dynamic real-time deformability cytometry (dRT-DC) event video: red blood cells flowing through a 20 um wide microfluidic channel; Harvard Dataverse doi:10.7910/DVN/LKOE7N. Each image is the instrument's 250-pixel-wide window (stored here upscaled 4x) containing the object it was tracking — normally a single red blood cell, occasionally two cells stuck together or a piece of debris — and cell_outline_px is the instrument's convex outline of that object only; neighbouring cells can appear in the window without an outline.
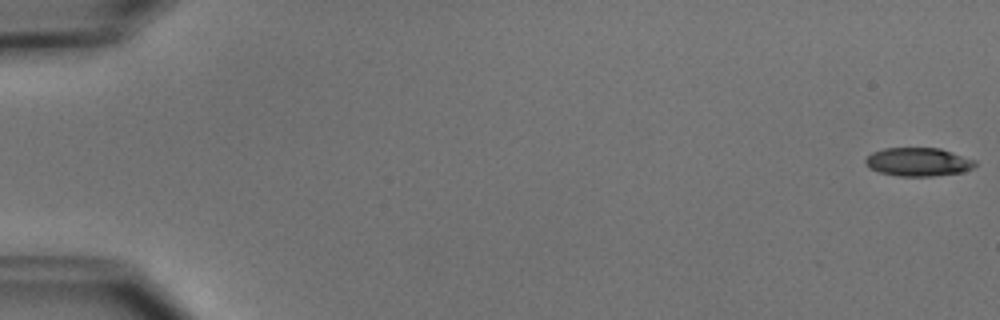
{"species": "common noctule bat (a hibernating species)", "species_latin": "Nyctalus noctula", "temperature_condition": "cold", "stored_images_in_passage": 5, "camera_frame_rate_fps": 3000, "um_per_image_px": 0.085, "animal": {"sex": "male", "body_mass_g": 15.6}, "frame": {"image": 1, "passage_image": 1, "time_ms": 0.0, "image_size_px": [1000, 320], "cell_outline_px": [[976, 164], [972, 168], [964, 172], [932, 176], [900, 176], [880, 172], [868, 168], [864, 164], [864, 160], [872, 152], [884, 148], [940, 148], [976, 160]], "centroid_in_image_um": [78.04, 13.76], "position_along_channel_um": 7.0, "area_um2": 18.26}}
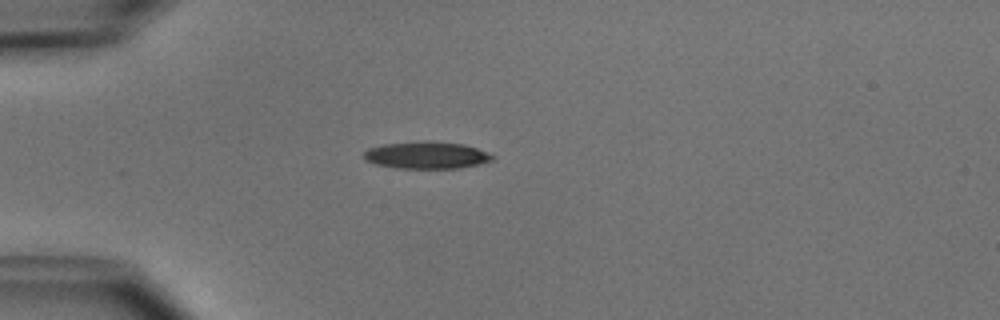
{"frame": {"image": 2, "passage_image": 4, "time_ms": 4.667, "image_size_px": [1000, 320], "cell_outline_px": [[496, 156], [492, 160], [480, 164], [460, 168], [396, 168], [376, 164], [364, 160], [364, 152], [368, 148], [384, 144], [424, 140], [428, 140], [464, 144], [488, 152]], "centroid_in_image_um": [36.27, 13.18], "position_along_channel_um": 48.7, "area_um2": 20.52}}